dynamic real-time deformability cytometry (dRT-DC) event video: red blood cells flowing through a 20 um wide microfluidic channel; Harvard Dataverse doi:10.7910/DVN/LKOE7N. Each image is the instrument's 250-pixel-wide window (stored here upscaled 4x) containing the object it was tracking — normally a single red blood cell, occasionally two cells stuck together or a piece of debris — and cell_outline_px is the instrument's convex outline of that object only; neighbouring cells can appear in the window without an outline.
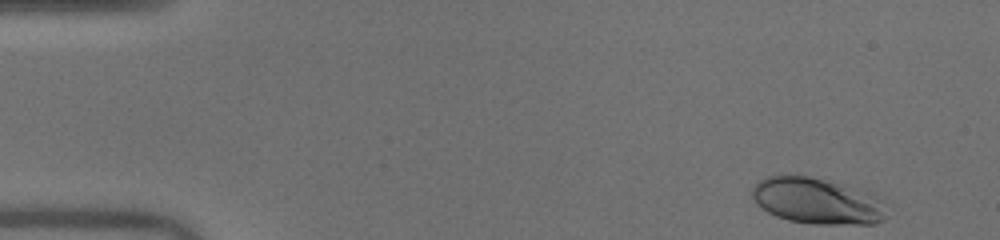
{"species": "human", "species_latin": "Homo sapiens", "temperature_condition": "warm", "stored_images_in_passage": 47, "camera_frame_rate_fps": 3000, "um_per_image_px": 0.085, "donor": {"sex": "male"}, "frame": {"image": 1, "passage_image": 1, "time_ms": 0.0, "image_size_px": [1000, 240], "cell_outline_px": [[884, 220], [876, 224], [812, 224], [788, 220], [776, 216], [768, 212], [756, 204], [752, 196], [752, 188], [760, 180], [768, 176], [788, 172], [808, 176], [872, 192], [880, 200], [884, 216]], "centroid_in_image_um": [69.39, 17.06], "position_along_channel_um": 15.6, "area_um2": 36.36}}
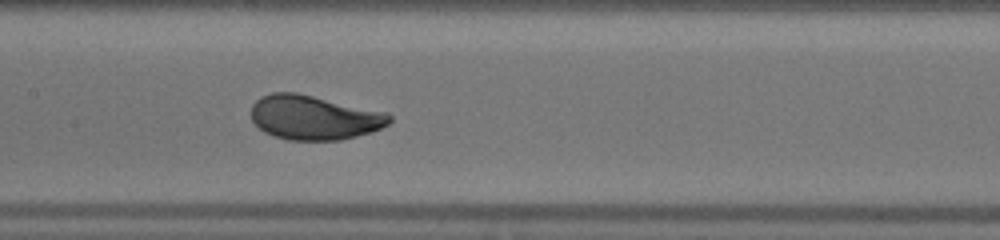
{"frame": {"image": 2, "passage_image": 22, "time_ms": 7.0, "image_size_px": [1000, 240], "cell_outline_px": [[392, 120], [388, 124], [372, 132], [340, 140], [288, 140], [264, 132], [252, 120], [252, 104], [260, 96], [272, 92], [296, 92], [388, 112], [392, 116]], "centroid_in_image_um": [26.71, 9.98], "position_along_channel_um": 180.7, "area_um2": 35.89}}
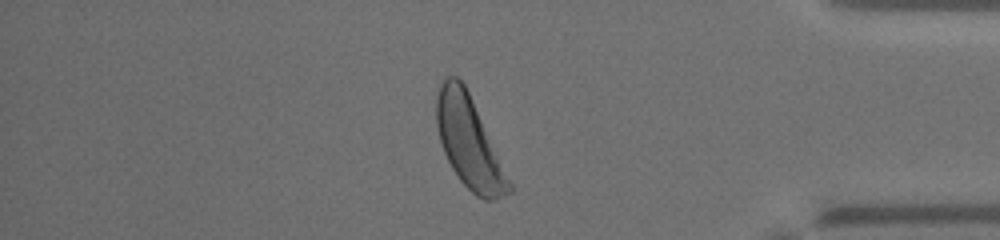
{"frame": {"image": 3, "passage_image": 40, "time_ms": 13.0, "image_size_px": [1000, 240], "cell_outline_px": [[512, 192], [504, 196], [492, 200], [484, 200], [476, 196], [460, 180], [452, 168], [444, 152], [440, 140], [436, 124], [436, 96], [440, 84], [448, 76], [456, 76], [464, 84], [468, 92], [512, 184]], "centroid_in_image_um": [39.86, 12.12], "position_along_channel_um": 395.3, "area_um2": 37.8}, "authors_computed_cell_mechanics": {"area_um2": 35.547, "velocity_mm_per_s": 4.0467, "shape_relaxation_time_tau1_ms": 2.6084, "shape_relaxation_time_tau2_ms": null, "deformation_change_tau1": 0.1296, "deformation_change_tau2": null}}